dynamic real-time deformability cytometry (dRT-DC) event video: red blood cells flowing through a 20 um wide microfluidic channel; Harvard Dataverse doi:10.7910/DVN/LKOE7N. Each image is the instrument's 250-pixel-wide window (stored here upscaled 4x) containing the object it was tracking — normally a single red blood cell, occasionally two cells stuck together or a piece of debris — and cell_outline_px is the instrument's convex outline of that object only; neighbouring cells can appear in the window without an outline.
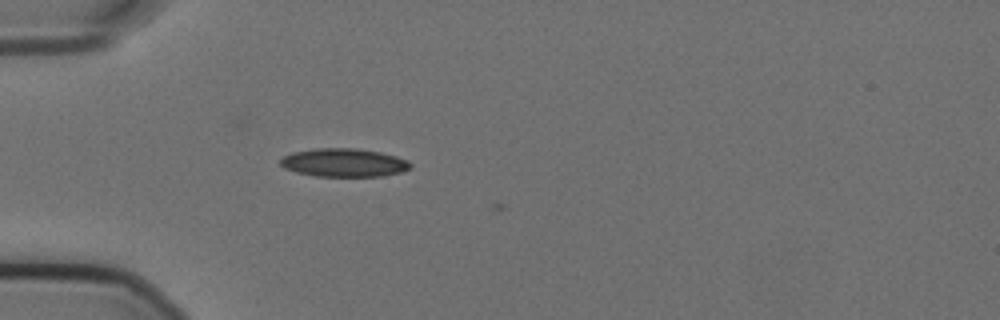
{"species": "Egyptian fruit bat (a non-hibernating species)", "species_latin": "Rousettus aegyptiacus", "temperature_condition": "cold", "stored_images_in_passage": 4, "camera_frame_rate_fps": 3000, "um_per_image_px": 0.085, "animal": {"sex": "female"}, "frame": {"image": 1, "passage_image": 3, "time_ms": 0.667, "image_size_px": [1000, 320], "cell_outline_px": [[412, 168], [400, 172], [380, 176], [316, 176], [296, 172], [284, 168], [280, 164], [280, 160], [284, 156], [292, 152], [316, 148], [356, 148], [380, 152], [396, 156], [408, 160], [412, 164]], "centroid_in_image_um": [29.24, 13.82], "position_along_channel_um": 55.8, "area_um2": 21.5}}